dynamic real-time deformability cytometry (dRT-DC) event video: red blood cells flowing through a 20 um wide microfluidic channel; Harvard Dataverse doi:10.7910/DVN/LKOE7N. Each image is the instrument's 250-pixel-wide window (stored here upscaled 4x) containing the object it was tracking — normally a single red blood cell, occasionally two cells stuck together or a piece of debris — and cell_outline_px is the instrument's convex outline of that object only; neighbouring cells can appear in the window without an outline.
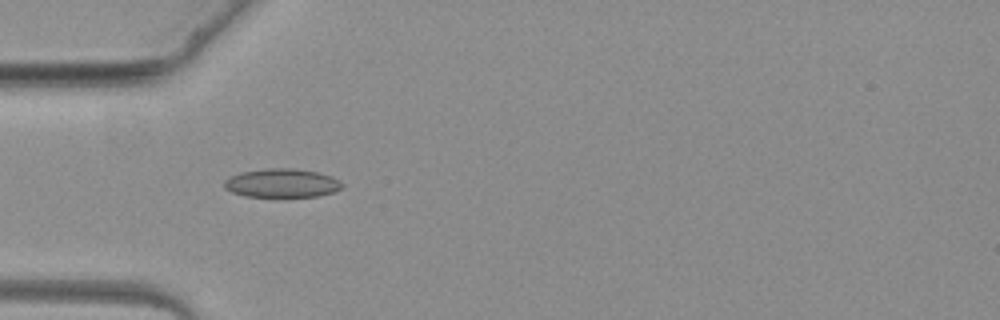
{"species": "common noctule bat (a hibernating species)", "species_latin": "Nyctalus noctula", "temperature_condition": "warm", "stored_images_in_passage": 4, "camera_frame_rate_fps": 3000, "um_per_image_px": 0.085, "animal": {"sex": "female", "body_mass_g": 19.3, "forearm_length_mm": 54.1}, "frame": {"image": 1, "passage_image": 2, "time_ms": 1.667, "image_size_px": [1000, 320], "cell_outline_px": [[344, 188], [332, 192], [316, 196], [244, 196], [232, 192], [224, 188], [224, 180], [240, 172], [268, 168], [296, 168], [316, 172], [332, 176], [340, 180], [344, 184]], "centroid_in_image_um": [23.98, 15.55], "position_along_channel_um": 61.0, "area_um2": 19.71}}
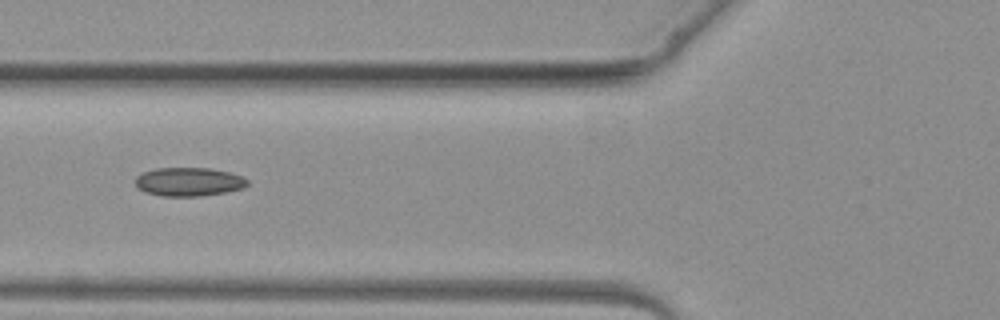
{"frame": {"image": 2, "passage_image": 3, "time_ms": 2.667, "image_size_px": [1000, 320], "cell_outline_px": [[248, 184], [244, 188], [224, 192], [200, 196], [160, 196], [144, 192], [136, 188], [136, 176], [144, 172], [156, 168], [212, 168], [228, 172], [240, 176], [248, 180]], "centroid_in_image_um": [16.02, 15.45], "position_along_channel_um": 109.8, "area_um2": 18.73}}
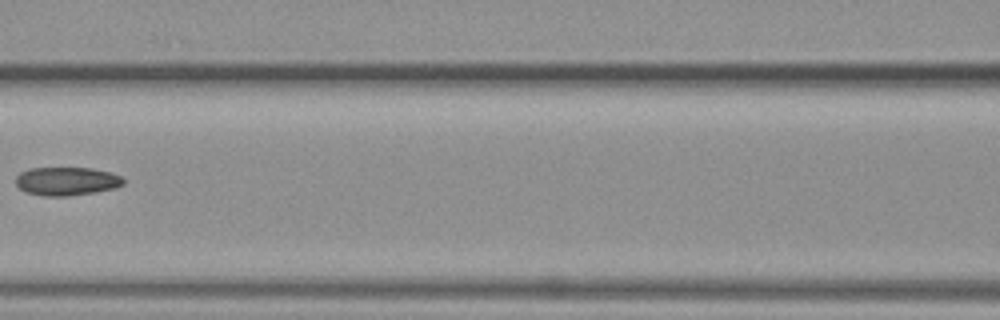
{"frame": {"image": 3, "passage_image": 4, "time_ms": 3.667, "image_size_px": [1000, 320], "cell_outline_px": [[124, 184], [116, 188], [96, 192], [68, 196], [40, 196], [28, 192], [20, 188], [16, 184], [16, 176], [20, 172], [28, 168], [92, 168], [108, 172], [120, 176], [124, 180]], "centroid_in_image_um": [5.66, 15.4], "position_along_channel_um": 160.9, "area_um2": 17.86}}